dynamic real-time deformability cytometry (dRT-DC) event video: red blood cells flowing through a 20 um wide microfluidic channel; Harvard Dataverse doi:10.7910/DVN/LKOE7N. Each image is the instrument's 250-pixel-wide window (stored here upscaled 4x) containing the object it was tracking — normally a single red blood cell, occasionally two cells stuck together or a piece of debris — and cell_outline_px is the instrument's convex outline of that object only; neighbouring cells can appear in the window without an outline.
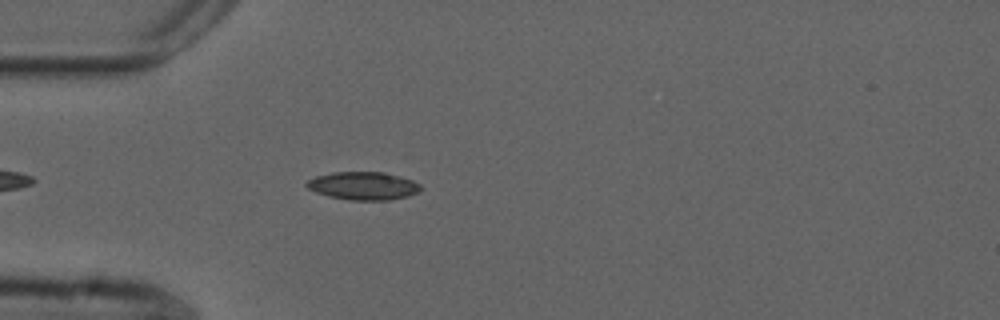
{"species": "common noctule bat (a hibernating species)", "species_latin": "Nyctalus noctula", "temperature_condition": "cold", "stored_images_in_passage": 19, "camera_frame_rate_fps": 3000, "um_per_image_px": 0.085, "animal": {"sex": "male", "forearm_length_mm": 52.5}, "frame": {"image": 1, "passage_image": 6, "time_ms": 1.667, "image_size_px": [1000, 320], "cell_outline_px": [[420, 192], [408, 196], [392, 200], [352, 200], [328, 196], [316, 192], [308, 188], [304, 184], [308, 180], [316, 176], [332, 172], [384, 172], [400, 176], [412, 180], [420, 184]], "centroid_in_image_um": [30.89, 15.79], "position_along_channel_um": 54.1, "area_um2": 18.67}}
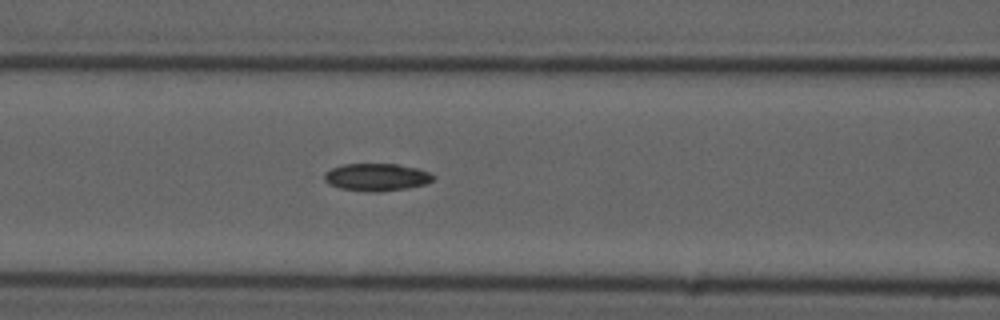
{"frame": {"image": 2, "passage_image": 13, "time_ms": 4.0, "image_size_px": [1000, 320], "cell_outline_px": [[436, 176], [432, 180], [424, 184], [408, 188], [380, 192], [368, 192], [340, 188], [328, 184], [324, 180], [324, 172], [332, 168], [344, 164], [396, 164], [416, 168], [428, 172]], "centroid_in_image_um": [31.98, 15.06], "position_along_channel_um": 134.6, "area_um2": 17.46}}
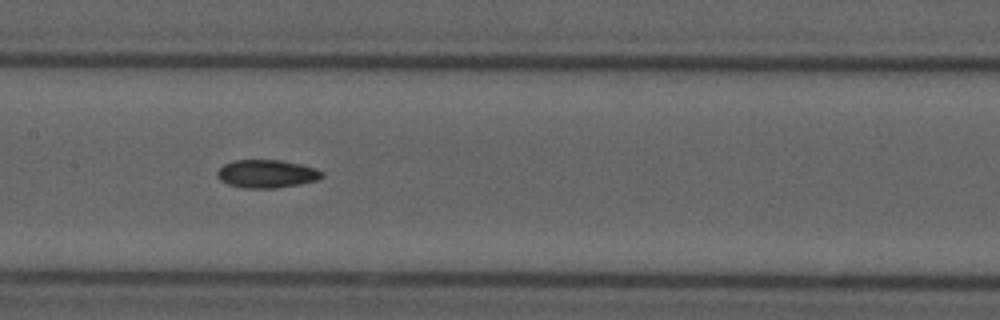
{"frame": {"image": 3, "passage_image": 17, "time_ms": 5.333, "image_size_px": [1000, 320], "cell_outline_px": [[324, 176], [316, 180], [300, 184], [276, 188], [244, 188], [228, 184], [220, 180], [216, 176], [216, 172], [224, 164], [236, 160], [280, 160], [304, 164], [316, 168], [324, 172]], "centroid_in_image_um": [22.69, 14.77], "position_along_channel_um": 184.7, "area_um2": 17.28}}